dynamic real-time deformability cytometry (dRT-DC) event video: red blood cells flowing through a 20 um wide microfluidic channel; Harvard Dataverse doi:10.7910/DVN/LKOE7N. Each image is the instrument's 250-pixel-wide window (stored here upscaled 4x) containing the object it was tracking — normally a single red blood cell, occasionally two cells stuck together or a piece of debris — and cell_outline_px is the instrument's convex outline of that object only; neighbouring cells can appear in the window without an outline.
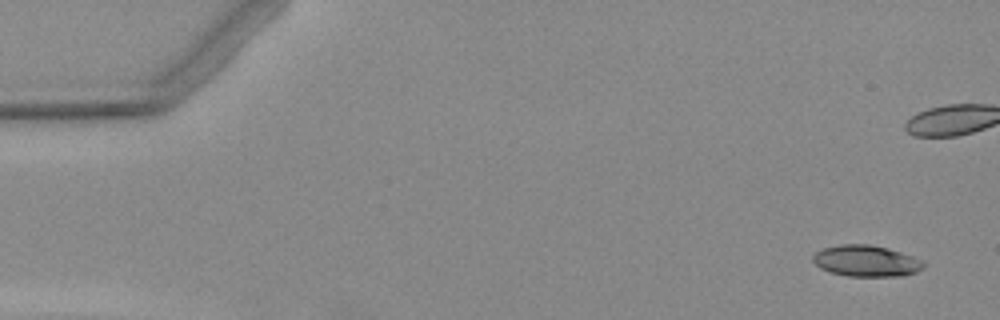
{"species": "Egyptian fruit bat (a non-hibernating species)", "species_latin": "Rousettus aegyptiacus", "temperature_condition": "warm", "stored_images_in_passage": 5, "camera_frame_rate_fps": 3000, "um_per_image_px": 0.085, "animal": {"sex": "female"}, "frame": {"image": 1, "passage_image": 1, "time_ms": 0.0, "image_size_px": [1000, 320], "cell_outline_px": [[924, 268], [916, 272], [900, 276], [848, 276], [832, 272], [820, 268], [812, 260], [812, 256], [816, 252], [824, 248], [840, 244], [868, 244], [900, 252], [912, 256], [920, 260], [924, 264]], "centroid_in_image_um": [73.6, 22.18], "position_along_channel_um": 11.4, "area_um2": 19.88}}
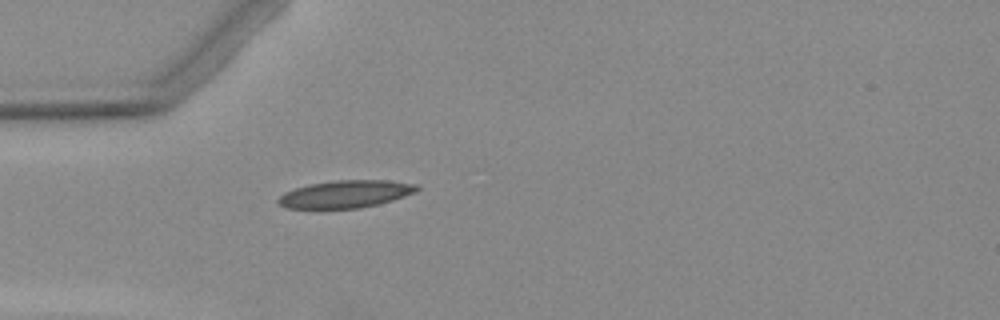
{"frame": {"image": 2, "passage_image": 5, "time_ms": 5.667, "image_size_px": [1000, 320], "cell_outline_px": [[420, 188], [416, 192], [392, 200], [360, 208], [288, 208], [280, 204], [276, 200], [284, 192], [308, 184], [336, 180], [388, 180], [420, 184]], "centroid_in_image_um": [29.41, 16.48], "position_along_channel_um": 55.6, "area_um2": 22.14}}